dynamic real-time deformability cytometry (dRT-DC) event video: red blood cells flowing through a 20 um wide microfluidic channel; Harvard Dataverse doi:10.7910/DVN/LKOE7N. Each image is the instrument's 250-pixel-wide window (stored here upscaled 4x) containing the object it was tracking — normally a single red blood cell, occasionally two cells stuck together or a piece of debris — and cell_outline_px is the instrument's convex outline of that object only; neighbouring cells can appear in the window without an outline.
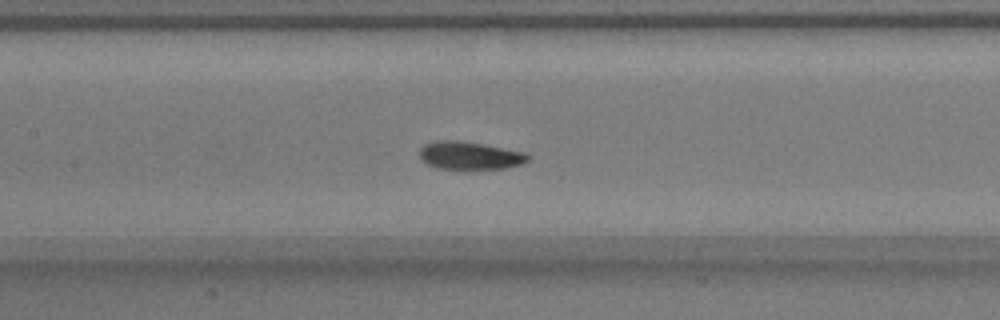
{"species": "common noctule bat (a hibernating species)", "species_latin": "Nyctalus noctula", "temperature_condition": "warm", "stored_images_in_passage": 55, "camera_frame_rate_fps": 3000, "um_per_image_px": 0.085, "animal": {"sex": "male", "body_mass_g": 17.9}, "frame": {"image": 1, "passage_image": 25, "time_ms": 8.0, "image_size_px": [1000, 320], "cell_outline_px": [[528, 160], [524, 164], [508, 168], [436, 168], [420, 160], [420, 148], [424, 144], [436, 140], [456, 140], [480, 144], [524, 152], [528, 156]], "centroid_in_image_um": [39.89, 13.22], "position_along_channel_um": 167.5, "area_um2": 17.34}}
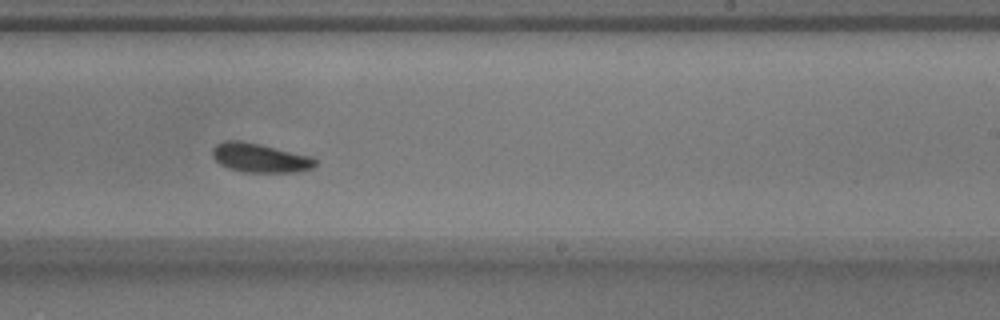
{"frame": {"image": 2, "passage_image": 33, "time_ms": 10.667, "image_size_px": [1000, 320], "cell_outline_px": [[316, 164], [312, 168], [300, 172], [244, 172], [228, 168], [220, 164], [212, 156], [212, 148], [216, 144], [224, 140], [240, 140], [260, 144], [312, 156], [316, 160]], "centroid_in_image_um": [22.09, 13.41], "position_along_channel_um": 266.9, "area_um2": 17.57}}
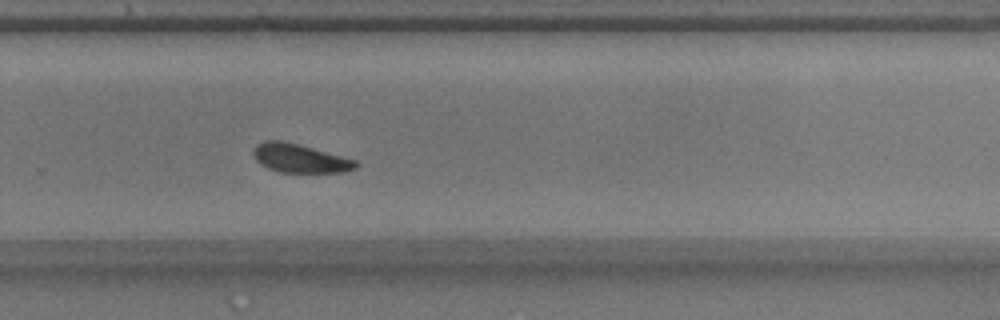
{"frame": {"image": 3, "passage_image": 36, "time_ms": 11.667, "image_size_px": [1000, 320], "cell_outline_px": [[360, 164], [356, 168], [344, 172], [280, 172], [268, 168], [260, 164], [256, 160], [252, 152], [256, 144], [264, 140], [280, 140], [296, 144], [356, 160]], "centroid_in_image_um": [25.46, 13.46], "position_along_channel_um": 304.3, "area_um2": 16.94}, "authors_computed_cell_mechanics": {"area_um2": 16.9932, "velocity_mm_per_s": 3.7426, "shape_relaxation_time_tau1_ms": 1.8185, "shape_relaxation_time_tau2_ms": null, "deformation_change_tau1": 0.0877, "deformation_change_tau2": null}}